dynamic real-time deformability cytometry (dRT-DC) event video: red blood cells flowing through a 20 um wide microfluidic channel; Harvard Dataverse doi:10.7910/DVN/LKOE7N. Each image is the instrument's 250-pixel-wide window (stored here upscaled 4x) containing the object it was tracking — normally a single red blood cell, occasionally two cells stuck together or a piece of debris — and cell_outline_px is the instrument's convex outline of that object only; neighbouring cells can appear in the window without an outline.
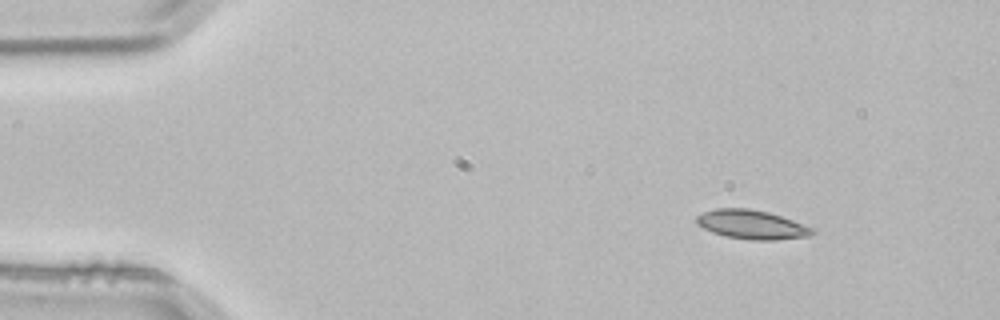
{"species": "common noctule bat (a hibernating species)", "species_latin": "Nyctalus noctula", "temperature_condition": "room temperature", "stored_images_in_passage": 3, "camera_frame_rate_fps": 3000, "um_per_image_px": 0.085, "animal": {"sex": "male", "body_mass_g": 21.5, "forearm_length_mm": 52.0}, "frame": {"image": 1, "passage_image": 1, "time_ms": 0.0, "image_size_px": [1000, 320], "cell_outline_px": [[816, 232], [808, 236], [776, 240], [752, 240], [724, 236], [712, 232], [696, 224], [696, 216], [704, 212], [716, 208], [748, 208], [768, 212], [792, 220], [812, 228]], "centroid_in_image_um": [63.86, 19.09], "position_along_channel_um": 21.1, "area_um2": 19.48}}
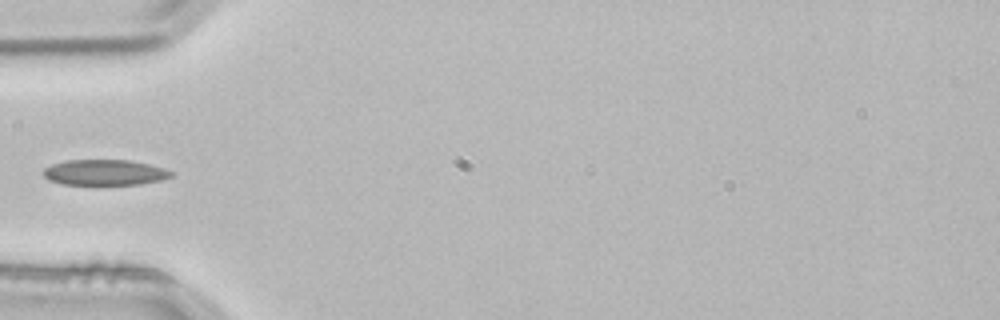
{"frame": {"image": 2, "passage_image": 3, "time_ms": 0.667, "image_size_px": [1000, 320], "cell_outline_px": [[172, 176], [164, 180], [140, 184], [60, 184], [48, 180], [44, 176], [44, 168], [52, 164], [68, 160], [132, 160], [164, 168], [172, 172]], "centroid_in_image_um": [8.91, 14.66], "position_along_channel_um": 76.1, "area_um2": 19.07}}